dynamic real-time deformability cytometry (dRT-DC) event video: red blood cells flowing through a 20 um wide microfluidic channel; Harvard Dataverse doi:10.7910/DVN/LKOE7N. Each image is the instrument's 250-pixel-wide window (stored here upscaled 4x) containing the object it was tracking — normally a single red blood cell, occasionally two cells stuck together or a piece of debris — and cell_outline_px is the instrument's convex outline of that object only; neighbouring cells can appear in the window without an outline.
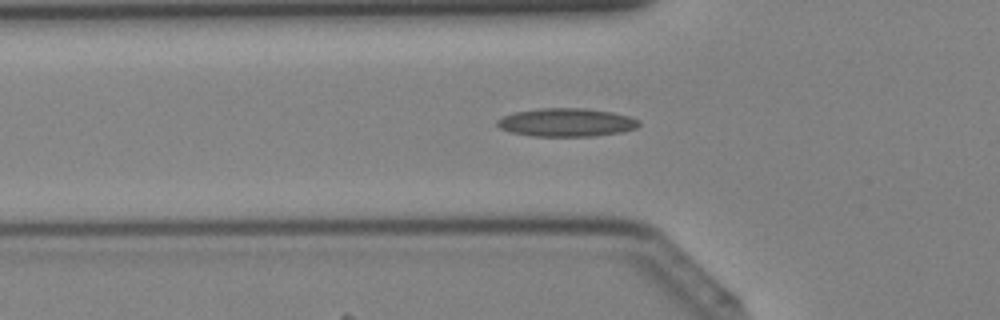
{"species": "Egyptian fruit bat (a non-hibernating species)", "species_latin": "Rousettus aegyptiacus", "temperature_condition": "cold", "stored_images_in_passage": 41, "camera_frame_rate_fps": 3000, "um_per_image_px": 0.085, "animal": {"sex": "female"}, "frame": {"image": 1, "passage_image": 14, "time_ms": 4.333, "image_size_px": [1000, 320], "cell_outline_px": [[640, 124], [636, 128], [620, 132], [592, 136], [532, 136], [512, 132], [500, 128], [496, 124], [496, 120], [504, 116], [516, 112], [540, 108], [584, 108], [612, 112], [628, 116], [640, 120]], "centroid_in_image_um": [48.15, 10.4], "position_along_channel_um": 77.7, "area_um2": 23.24}}
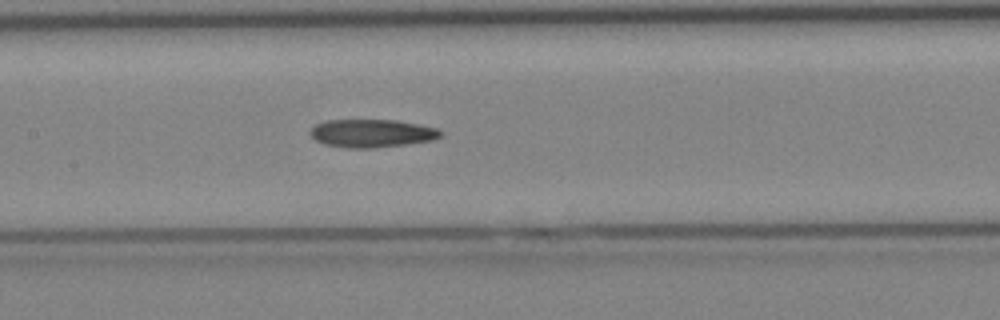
{"frame": {"image": 2, "passage_image": 20, "time_ms": 6.333, "image_size_px": [1000, 320], "cell_outline_px": [[444, 132], [440, 136], [432, 140], [404, 144], [372, 148], [348, 148], [324, 144], [316, 140], [308, 132], [316, 124], [324, 120], [396, 120], [420, 124], [440, 128]], "centroid_in_image_um": [31.62, 11.32], "position_along_channel_um": 175.8, "area_um2": 21.39}}
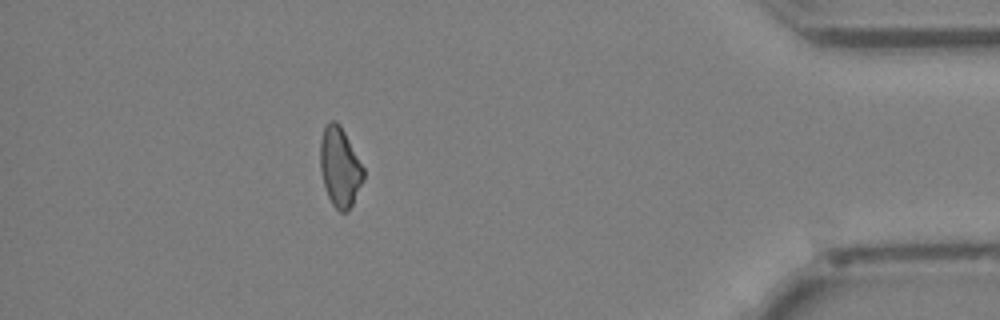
{"frame": {"image": 3, "passage_image": 37, "time_ms": 12.0, "image_size_px": [1000, 320], "cell_outline_px": [[364, 180], [352, 204], [344, 212], [340, 212], [332, 204], [328, 196], [324, 184], [320, 168], [320, 140], [324, 128], [328, 120], [336, 120], [340, 124], [364, 168]], "centroid_in_image_um": [28.88, 14.17], "position_along_channel_um": 406.3, "area_um2": 19.94}}